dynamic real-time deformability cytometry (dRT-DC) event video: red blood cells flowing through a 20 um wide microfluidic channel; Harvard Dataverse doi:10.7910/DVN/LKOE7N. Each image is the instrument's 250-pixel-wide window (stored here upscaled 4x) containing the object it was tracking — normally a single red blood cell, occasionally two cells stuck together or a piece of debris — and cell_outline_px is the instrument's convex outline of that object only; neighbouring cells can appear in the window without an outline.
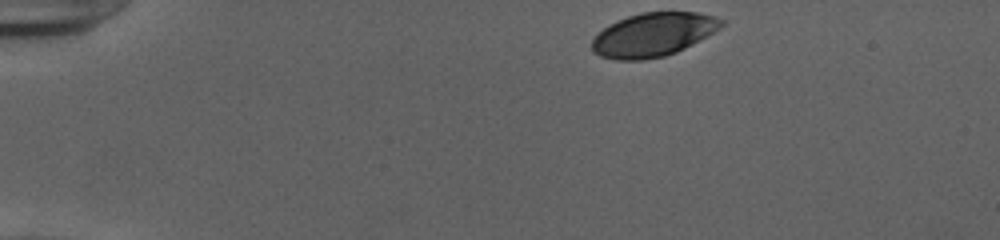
{"species": "human", "species_latin": "Homo sapiens", "temperature_condition": "cold", "stored_images_in_passage": 45, "camera_frame_rate_fps": 3000, "um_per_image_px": 0.085, "donor": {"sex": "female"}, "frame": {"image": 1, "passage_image": 1, "time_ms": 0.0, "image_size_px": [1000, 240], "cell_outline_px": [[724, 24], [720, 28], [692, 44], [676, 52], [664, 56], [644, 60], [616, 60], [600, 56], [592, 52], [592, 40], [608, 24], [616, 20], [640, 12], [696, 12], [712, 16], [724, 20]], "centroid_in_image_um": [55.49, 2.94], "position_along_channel_um": 29.5, "area_um2": 32.83}}
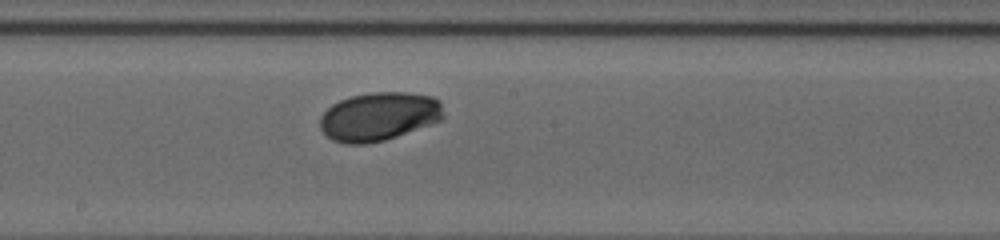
{"frame": {"image": 2, "passage_image": 22, "time_ms": 7.0, "image_size_px": [1000, 240], "cell_outline_px": [[444, 116], [440, 120], [432, 124], [384, 140], [364, 144], [344, 144], [332, 140], [320, 128], [320, 116], [332, 104], [340, 100], [352, 96], [372, 92], [408, 92], [432, 96], [440, 100]], "centroid_in_image_um": [32.21, 9.89], "position_along_channel_um": 216.0, "area_um2": 34.97}}
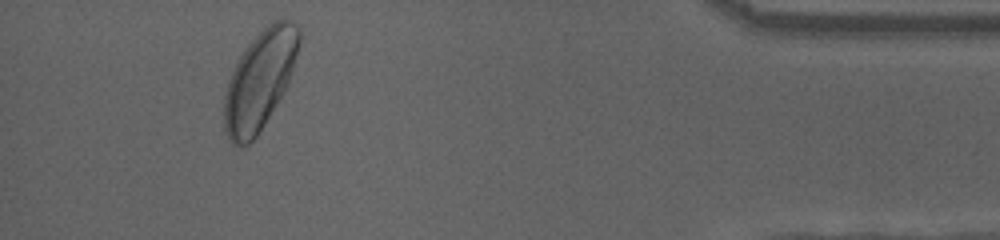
{"frame": {"image": 3, "passage_image": 41, "time_ms": 13.333, "image_size_px": [1000, 240], "cell_outline_px": [[300, 44], [288, 84], [284, 92], [264, 124], [256, 136], [248, 144], [240, 148], [232, 144], [228, 140], [224, 128], [224, 96], [228, 80], [240, 56], [248, 44], [268, 24], [284, 16], [296, 24], [300, 28]], "centroid_in_image_um": [22.08, 6.82], "position_along_channel_um": 413.1, "area_um2": 43.12}, "authors_computed_cell_mechanics": {"area_um2": 34.8534, "velocity_mm_per_s": 3.8804, "shape_relaxation_time_tau1_ms": 3.4527, "shape_relaxation_time_tau2_ms": null, "deformation_change_tau1": 0.1264, "deformation_change_tau2": null}}